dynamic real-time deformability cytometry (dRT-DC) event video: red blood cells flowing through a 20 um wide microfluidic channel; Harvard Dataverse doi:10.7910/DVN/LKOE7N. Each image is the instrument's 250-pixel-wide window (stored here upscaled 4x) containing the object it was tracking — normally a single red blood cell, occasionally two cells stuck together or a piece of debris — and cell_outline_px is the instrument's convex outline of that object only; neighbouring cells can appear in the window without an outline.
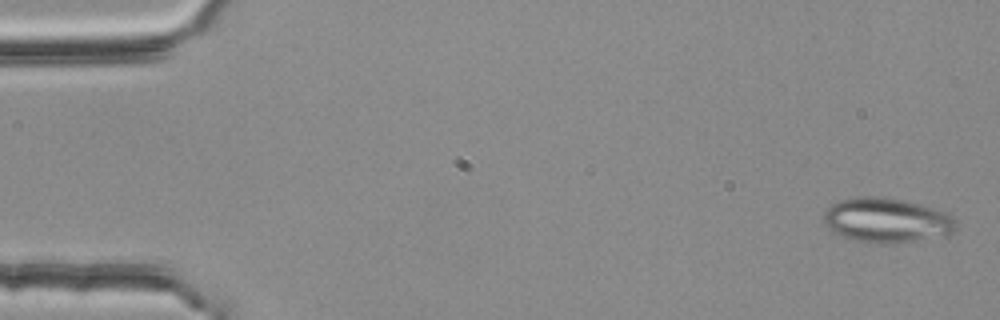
{"species": "common noctule bat (a hibernating species)", "species_latin": "Nyctalus noctula", "temperature_condition": "room temperature", "stored_images_in_passage": 54, "camera_frame_rate_fps": 3000, "um_per_image_px": 0.085, "animal": {"sex": "female", "body_mass_g": 25.1}, "frame": {"image": 1, "passage_image": 2, "time_ms": 0.333, "image_size_px": [1000, 320], "cell_outline_px": [[956, 228], [952, 232], [912, 240], [884, 244], [868, 244], [852, 240], [828, 228], [824, 220], [824, 212], [832, 204], [840, 200], [864, 196], [876, 196], [904, 200], [936, 208], [948, 212], [956, 220]], "centroid_in_image_um": [75.35, 18.71], "position_along_channel_um": 9.7, "area_um2": 34.1}}
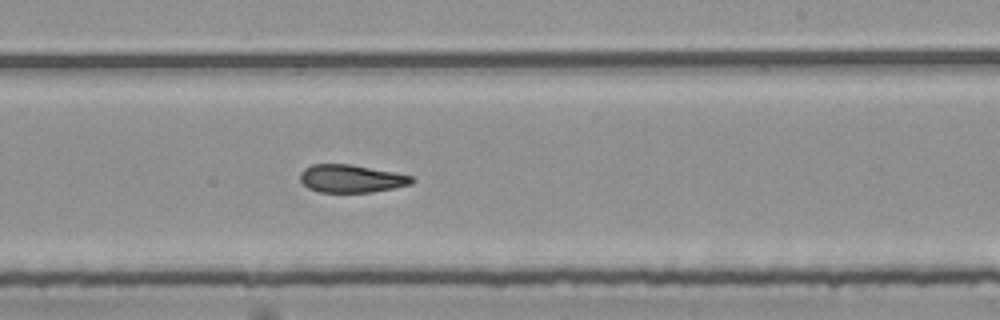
{"frame": {"image": 2, "passage_image": 33, "time_ms": 10.667, "image_size_px": [1000, 320], "cell_outline_px": [[416, 180], [412, 184], [372, 192], [320, 192], [308, 188], [300, 180], [300, 172], [304, 168], [312, 164], [352, 164], [412, 176]], "centroid_in_image_um": [29.84, 15.18], "position_along_channel_um": 259.2, "area_um2": 18.09}}
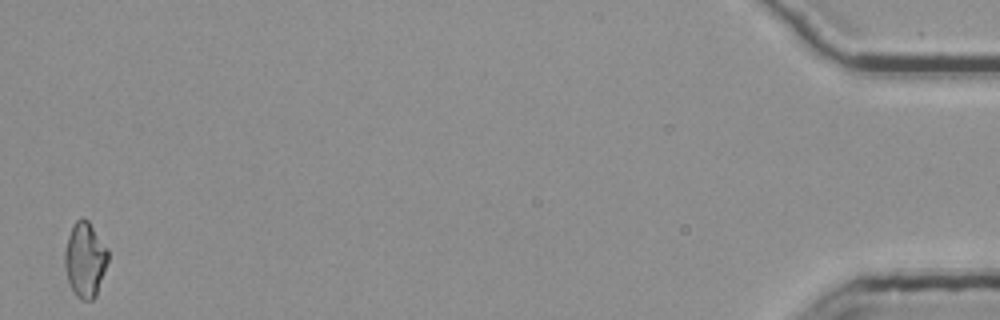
{"frame": {"image": 3, "passage_image": 54, "time_ms": 17.667, "image_size_px": [1000, 320], "cell_outline_px": [[108, 260], [96, 296], [92, 300], [80, 300], [72, 292], [64, 268], [64, 252], [68, 236], [76, 220], [88, 220], [108, 248]], "centroid_in_image_um": [7.22, 22.11], "position_along_channel_um": 428.0, "area_um2": 18.9}, "authors_computed_cell_mechanics": {"area_um2": 19.1318, "velocity_mm_per_s": 3.7779, "shape_relaxation_time_tau1_ms": null, "shape_relaxation_time_tau2_ms": 7.9604, "deformation_change_tau1": null, "deformation_change_tau2": 0.1477}}